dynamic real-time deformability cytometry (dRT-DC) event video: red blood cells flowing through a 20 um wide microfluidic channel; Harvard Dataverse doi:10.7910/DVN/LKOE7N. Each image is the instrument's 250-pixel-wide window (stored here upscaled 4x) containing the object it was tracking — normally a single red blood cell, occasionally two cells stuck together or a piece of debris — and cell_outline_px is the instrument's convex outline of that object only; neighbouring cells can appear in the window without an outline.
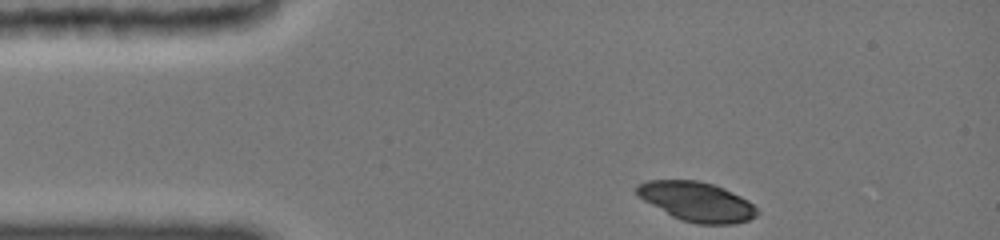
{"species": "common noctule bat (a hibernating species)", "species_latin": "Nyctalus noctula", "temperature_condition": "cold", "stored_images_in_passage": 6, "camera_frame_rate_fps": 3000, "um_per_image_px": 0.085, "animal": {"sex": "female", "body_mass_g": 19.0, "forearm_length_mm": 51.5}, "frame": {"image": 1, "passage_image": 1, "time_ms": 0.0, "image_size_px": [1000, 240], "cell_outline_px": [[760, 212], [756, 216], [748, 220], [736, 224], [696, 224], [680, 220], [672, 216], [644, 200], [636, 192], [636, 184], [648, 180], [696, 180], [712, 184], [724, 188], [748, 200]], "centroid_in_image_um": [59.24, 17.14], "position_along_channel_um": 25.8, "area_um2": 27.57}}